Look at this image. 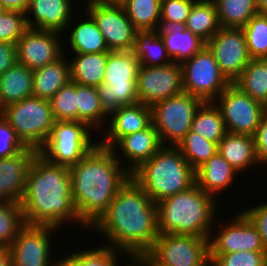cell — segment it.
Wrapping results in <instances>:
<instances>
[{"mask_svg": "<svg viewBox=\"0 0 267 266\" xmlns=\"http://www.w3.org/2000/svg\"><path fill=\"white\" fill-rule=\"evenodd\" d=\"M89 229L97 230L106 245L126 252L132 261L149 252L159 236L157 204L131 177Z\"/></svg>", "mask_w": 267, "mask_h": 266, "instance_id": "obj_1", "label": "cell"}, {"mask_svg": "<svg viewBox=\"0 0 267 266\" xmlns=\"http://www.w3.org/2000/svg\"><path fill=\"white\" fill-rule=\"evenodd\" d=\"M69 170L75 211L89 230L131 178V173L110 148L99 144Z\"/></svg>", "mask_w": 267, "mask_h": 266, "instance_id": "obj_2", "label": "cell"}, {"mask_svg": "<svg viewBox=\"0 0 267 266\" xmlns=\"http://www.w3.org/2000/svg\"><path fill=\"white\" fill-rule=\"evenodd\" d=\"M20 205L26 224L60 229L64 223L77 222L86 227L75 211L69 167L52 164L39 154L30 165Z\"/></svg>", "mask_w": 267, "mask_h": 266, "instance_id": "obj_3", "label": "cell"}, {"mask_svg": "<svg viewBox=\"0 0 267 266\" xmlns=\"http://www.w3.org/2000/svg\"><path fill=\"white\" fill-rule=\"evenodd\" d=\"M217 200L197 184L157 203L159 234L209 238L216 222ZM215 219V220H214Z\"/></svg>", "mask_w": 267, "mask_h": 266, "instance_id": "obj_4", "label": "cell"}, {"mask_svg": "<svg viewBox=\"0 0 267 266\" xmlns=\"http://www.w3.org/2000/svg\"><path fill=\"white\" fill-rule=\"evenodd\" d=\"M131 177L156 204L196 184L195 170L176 146L163 145L143 162Z\"/></svg>", "mask_w": 267, "mask_h": 266, "instance_id": "obj_5", "label": "cell"}, {"mask_svg": "<svg viewBox=\"0 0 267 266\" xmlns=\"http://www.w3.org/2000/svg\"><path fill=\"white\" fill-rule=\"evenodd\" d=\"M139 67L132 51L108 52L103 83L96 87L108 115L120 107L139 103L136 90Z\"/></svg>", "mask_w": 267, "mask_h": 266, "instance_id": "obj_6", "label": "cell"}, {"mask_svg": "<svg viewBox=\"0 0 267 266\" xmlns=\"http://www.w3.org/2000/svg\"><path fill=\"white\" fill-rule=\"evenodd\" d=\"M2 116L22 143L36 150L45 144L55 123L50 101L35 96L8 104Z\"/></svg>", "mask_w": 267, "mask_h": 266, "instance_id": "obj_7", "label": "cell"}, {"mask_svg": "<svg viewBox=\"0 0 267 266\" xmlns=\"http://www.w3.org/2000/svg\"><path fill=\"white\" fill-rule=\"evenodd\" d=\"M92 132L95 131L80 121H55L38 154L52 164L71 167L98 144Z\"/></svg>", "mask_w": 267, "mask_h": 266, "instance_id": "obj_8", "label": "cell"}, {"mask_svg": "<svg viewBox=\"0 0 267 266\" xmlns=\"http://www.w3.org/2000/svg\"><path fill=\"white\" fill-rule=\"evenodd\" d=\"M203 101L187 92L154 104L152 124L162 145L176 146L191 129L194 116Z\"/></svg>", "mask_w": 267, "mask_h": 266, "instance_id": "obj_9", "label": "cell"}, {"mask_svg": "<svg viewBox=\"0 0 267 266\" xmlns=\"http://www.w3.org/2000/svg\"><path fill=\"white\" fill-rule=\"evenodd\" d=\"M180 65L183 91L203 102H214L231 84L206 46Z\"/></svg>", "mask_w": 267, "mask_h": 266, "instance_id": "obj_10", "label": "cell"}, {"mask_svg": "<svg viewBox=\"0 0 267 266\" xmlns=\"http://www.w3.org/2000/svg\"><path fill=\"white\" fill-rule=\"evenodd\" d=\"M219 100V101H218ZM227 132L255 136L266 107L230 84L214 101Z\"/></svg>", "mask_w": 267, "mask_h": 266, "instance_id": "obj_11", "label": "cell"}, {"mask_svg": "<svg viewBox=\"0 0 267 266\" xmlns=\"http://www.w3.org/2000/svg\"><path fill=\"white\" fill-rule=\"evenodd\" d=\"M85 4L84 11L96 22L108 50L131 51L139 31L128 18L123 5L95 1Z\"/></svg>", "mask_w": 267, "mask_h": 266, "instance_id": "obj_12", "label": "cell"}, {"mask_svg": "<svg viewBox=\"0 0 267 266\" xmlns=\"http://www.w3.org/2000/svg\"><path fill=\"white\" fill-rule=\"evenodd\" d=\"M167 266H210L209 238L159 234L149 251Z\"/></svg>", "mask_w": 267, "mask_h": 266, "instance_id": "obj_13", "label": "cell"}, {"mask_svg": "<svg viewBox=\"0 0 267 266\" xmlns=\"http://www.w3.org/2000/svg\"><path fill=\"white\" fill-rule=\"evenodd\" d=\"M216 224H214L216 229L215 226L212 229L217 231L211 232L209 237V254L267 252L256 227L242 211L235 214L229 223ZM215 232H217L216 235H214Z\"/></svg>", "mask_w": 267, "mask_h": 266, "instance_id": "obj_14", "label": "cell"}, {"mask_svg": "<svg viewBox=\"0 0 267 266\" xmlns=\"http://www.w3.org/2000/svg\"><path fill=\"white\" fill-rule=\"evenodd\" d=\"M139 103L152 107L183 92L182 68L172 62L165 66H141L136 79Z\"/></svg>", "mask_w": 267, "mask_h": 266, "instance_id": "obj_15", "label": "cell"}, {"mask_svg": "<svg viewBox=\"0 0 267 266\" xmlns=\"http://www.w3.org/2000/svg\"><path fill=\"white\" fill-rule=\"evenodd\" d=\"M206 47L231 84L240 77L245 66L252 60L242 28L221 27L206 43Z\"/></svg>", "mask_w": 267, "mask_h": 266, "instance_id": "obj_16", "label": "cell"}, {"mask_svg": "<svg viewBox=\"0 0 267 266\" xmlns=\"http://www.w3.org/2000/svg\"><path fill=\"white\" fill-rule=\"evenodd\" d=\"M57 230L60 232L53 226L26 224L9 246L12 266H52L54 259L50 257H53L54 245L51 238Z\"/></svg>", "mask_w": 267, "mask_h": 266, "instance_id": "obj_17", "label": "cell"}, {"mask_svg": "<svg viewBox=\"0 0 267 266\" xmlns=\"http://www.w3.org/2000/svg\"><path fill=\"white\" fill-rule=\"evenodd\" d=\"M64 33L29 28L16 44L18 63L35 70L64 54Z\"/></svg>", "mask_w": 267, "mask_h": 266, "instance_id": "obj_18", "label": "cell"}, {"mask_svg": "<svg viewBox=\"0 0 267 266\" xmlns=\"http://www.w3.org/2000/svg\"><path fill=\"white\" fill-rule=\"evenodd\" d=\"M108 118L111 119L105 125V138L101 135L103 139H99L98 144L111 149L122 137L149 127L152 124V109L143 103H137L118 108Z\"/></svg>", "mask_w": 267, "mask_h": 266, "instance_id": "obj_19", "label": "cell"}, {"mask_svg": "<svg viewBox=\"0 0 267 266\" xmlns=\"http://www.w3.org/2000/svg\"><path fill=\"white\" fill-rule=\"evenodd\" d=\"M38 150L32 147L7 158H0V202L20 203L28 171Z\"/></svg>", "mask_w": 267, "mask_h": 266, "instance_id": "obj_20", "label": "cell"}, {"mask_svg": "<svg viewBox=\"0 0 267 266\" xmlns=\"http://www.w3.org/2000/svg\"><path fill=\"white\" fill-rule=\"evenodd\" d=\"M162 146L158 131L151 124L142 131L122 137L111 150L116 159L132 173L143 162L151 159Z\"/></svg>", "mask_w": 267, "mask_h": 266, "instance_id": "obj_21", "label": "cell"}, {"mask_svg": "<svg viewBox=\"0 0 267 266\" xmlns=\"http://www.w3.org/2000/svg\"><path fill=\"white\" fill-rule=\"evenodd\" d=\"M74 0H30L25 12L29 28L65 33L74 18ZM31 14V15H30Z\"/></svg>", "mask_w": 267, "mask_h": 266, "instance_id": "obj_22", "label": "cell"}, {"mask_svg": "<svg viewBox=\"0 0 267 266\" xmlns=\"http://www.w3.org/2000/svg\"><path fill=\"white\" fill-rule=\"evenodd\" d=\"M155 32L161 36L169 57L175 63H183L206 46L183 23L160 21Z\"/></svg>", "mask_w": 267, "mask_h": 266, "instance_id": "obj_23", "label": "cell"}, {"mask_svg": "<svg viewBox=\"0 0 267 266\" xmlns=\"http://www.w3.org/2000/svg\"><path fill=\"white\" fill-rule=\"evenodd\" d=\"M237 174L240 175L217 151L195 171L196 184L219 201L216 195L234 186Z\"/></svg>", "mask_w": 267, "mask_h": 266, "instance_id": "obj_24", "label": "cell"}, {"mask_svg": "<svg viewBox=\"0 0 267 266\" xmlns=\"http://www.w3.org/2000/svg\"><path fill=\"white\" fill-rule=\"evenodd\" d=\"M217 151L240 175L242 171L243 174L249 171V167L258 168L260 164L255 138L250 135L227 132L219 142Z\"/></svg>", "mask_w": 267, "mask_h": 266, "instance_id": "obj_25", "label": "cell"}, {"mask_svg": "<svg viewBox=\"0 0 267 266\" xmlns=\"http://www.w3.org/2000/svg\"><path fill=\"white\" fill-rule=\"evenodd\" d=\"M83 13L86 15L85 19L83 17L81 21H77L72 18L69 22V24H73L72 28L69 26L66 28V33L69 36L65 34L64 38L68 43L67 46L70 47L68 51L78 54L109 52L96 22L87 11ZM68 30L70 33H68Z\"/></svg>", "mask_w": 267, "mask_h": 266, "instance_id": "obj_26", "label": "cell"}, {"mask_svg": "<svg viewBox=\"0 0 267 266\" xmlns=\"http://www.w3.org/2000/svg\"><path fill=\"white\" fill-rule=\"evenodd\" d=\"M66 55L68 54H63L56 61L33 70V96L50 100L71 81L70 62L66 59Z\"/></svg>", "mask_w": 267, "mask_h": 266, "instance_id": "obj_27", "label": "cell"}, {"mask_svg": "<svg viewBox=\"0 0 267 266\" xmlns=\"http://www.w3.org/2000/svg\"><path fill=\"white\" fill-rule=\"evenodd\" d=\"M73 57L69 58L71 81L79 85L92 87H97L103 83L108 52L73 53Z\"/></svg>", "mask_w": 267, "mask_h": 266, "instance_id": "obj_28", "label": "cell"}, {"mask_svg": "<svg viewBox=\"0 0 267 266\" xmlns=\"http://www.w3.org/2000/svg\"><path fill=\"white\" fill-rule=\"evenodd\" d=\"M33 70L17 63L0 76L2 106L33 96Z\"/></svg>", "mask_w": 267, "mask_h": 266, "instance_id": "obj_29", "label": "cell"}, {"mask_svg": "<svg viewBox=\"0 0 267 266\" xmlns=\"http://www.w3.org/2000/svg\"><path fill=\"white\" fill-rule=\"evenodd\" d=\"M108 119L96 87L77 84V121L86 123L95 132L101 130L103 133Z\"/></svg>", "mask_w": 267, "mask_h": 266, "instance_id": "obj_30", "label": "cell"}, {"mask_svg": "<svg viewBox=\"0 0 267 266\" xmlns=\"http://www.w3.org/2000/svg\"><path fill=\"white\" fill-rule=\"evenodd\" d=\"M221 28L213 0H197L189 13L186 29L207 43Z\"/></svg>", "mask_w": 267, "mask_h": 266, "instance_id": "obj_31", "label": "cell"}, {"mask_svg": "<svg viewBox=\"0 0 267 266\" xmlns=\"http://www.w3.org/2000/svg\"><path fill=\"white\" fill-rule=\"evenodd\" d=\"M131 51L141 66H165L173 62L155 31L138 32Z\"/></svg>", "mask_w": 267, "mask_h": 266, "instance_id": "obj_32", "label": "cell"}, {"mask_svg": "<svg viewBox=\"0 0 267 266\" xmlns=\"http://www.w3.org/2000/svg\"><path fill=\"white\" fill-rule=\"evenodd\" d=\"M190 130L217 145L227 133L221 112L214 102L201 104L194 116Z\"/></svg>", "mask_w": 267, "mask_h": 266, "instance_id": "obj_33", "label": "cell"}, {"mask_svg": "<svg viewBox=\"0 0 267 266\" xmlns=\"http://www.w3.org/2000/svg\"><path fill=\"white\" fill-rule=\"evenodd\" d=\"M218 21L224 28H242L259 13L256 0H213Z\"/></svg>", "mask_w": 267, "mask_h": 266, "instance_id": "obj_34", "label": "cell"}, {"mask_svg": "<svg viewBox=\"0 0 267 266\" xmlns=\"http://www.w3.org/2000/svg\"><path fill=\"white\" fill-rule=\"evenodd\" d=\"M121 4L139 32L156 31L161 19V0H124Z\"/></svg>", "mask_w": 267, "mask_h": 266, "instance_id": "obj_35", "label": "cell"}, {"mask_svg": "<svg viewBox=\"0 0 267 266\" xmlns=\"http://www.w3.org/2000/svg\"><path fill=\"white\" fill-rule=\"evenodd\" d=\"M233 84L243 93L267 106V69L258 59H252Z\"/></svg>", "mask_w": 267, "mask_h": 266, "instance_id": "obj_36", "label": "cell"}, {"mask_svg": "<svg viewBox=\"0 0 267 266\" xmlns=\"http://www.w3.org/2000/svg\"><path fill=\"white\" fill-rule=\"evenodd\" d=\"M176 147L195 171L218 150L216 143L191 130L186 133Z\"/></svg>", "mask_w": 267, "mask_h": 266, "instance_id": "obj_37", "label": "cell"}, {"mask_svg": "<svg viewBox=\"0 0 267 266\" xmlns=\"http://www.w3.org/2000/svg\"><path fill=\"white\" fill-rule=\"evenodd\" d=\"M25 225L20 203L0 202V247H9Z\"/></svg>", "mask_w": 267, "mask_h": 266, "instance_id": "obj_38", "label": "cell"}, {"mask_svg": "<svg viewBox=\"0 0 267 266\" xmlns=\"http://www.w3.org/2000/svg\"><path fill=\"white\" fill-rule=\"evenodd\" d=\"M252 59L267 56V15L258 13L242 27Z\"/></svg>", "mask_w": 267, "mask_h": 266, "instance_id": "obj_39", "label": "cell"}, {"mask_svg": "<svg viewBox=\"0 0 267 266\" xmlns=\"http://www.w3.org/2000/svg\"><path fill=\"white\" fill-rule=\"evenodd\" d=\"M49 101L55 121H77V83L69 81Z\"/></svg>", "mask_w": 267, "mask_h": 266, "instance_id": "obj_40", "label": "cell"}, {"mask_svg": "<svg viewBox=\"0 0 267 266\" xmlns=\"http://www.w3.org/2000/svg\"><path fill=\"white\" fill-rule=\"evenodd\" d=\"M78 250L79 252L74 251L72 254L78 259L81 266H118L120 254H127L106 244L94 249Z\"/></svg>", "mask_w": 267, "mask_h": 266, "instance_id": "obj_41", "label": "cell"}, {"mask_svg": "<svg viewBox=\"0 0 267 266\" xmlns=\"http://www.w3.org/2000/svg\"><path fill=\"white\" fill-rule=\"evenodd\" d=\"M29 29L24 12L4 10L0 13V41L17 44L22 35Z\"/></svg>", "mask_w": 267, "mask_h": 266, "instance_id": "obj_42", "label": "cell"}, {"mask_svg": "<svg viewBox=\"0 0 267 266\" xmlns=\"http://www.w3.org/2000/svg\"><path fill=\"white\" fill-rule=\"evenodd\" d=\"M210 266H265L267 252L243 251L228 254H209Z\"/></svg>", "mask_w": 267, "mask_h": 266, "instance_id": "obj_43", "label": "cell"}, {"mask_svg": "<svg viewBox=\"0 0 267 266\" xmlns=\"http://www.w3.org/2000/svg\"><path fill=\"white\" fill-rule=\"evenodd\" d=\"M197 0H161L160 21L186 24L190 10Z\"/></svg>", "mask_w": 267, "mask_h": 266, "instance_id": "obj_44", "label": "cell"}, {"mask_svg": "<svg viewBox=\"0 0 267 266\" xmlns=\"http://www.w3.org/2000/svg\"><path fill=\"white\" fill-rule=\"evenodd\" d=\"M25 148L14 129L0 116V158L11 157Z\"/></svg>", "mask_w": 267, "mask_h": 266, "instance_id": "obj_45", "label": "cell"}, {"mask_svg": "<svg viewBox=\"0 0 267 266\" xmlns=\"http://www.w3.org/2000/svg\"><path fill=\"white\" fill-rule=\"evenodd\" d=\"M267 202V201H266ZM259 232L262 242L267 249V203L255 204L253 207L242 210Z\"/></svg>", "mask_w": 267, "mask_h": 266, "instance_id": "obj_46", "label": "cell"}, {"mask_svg": "<svg viewBox=\"0 0 267 266\" xmlns=\"http://www.w3.org/2000/svg\"><path fill=\"white\" fill-rule=\"evenodd\" d=\"M255 138L256 155L260 166L267 165V109L264 110Z\"/></svg>", "mask_w": 267, "mask_h": 266, "instance_id": "obj_47", "label": "cell"}, {"mask_svg": "<svg viewBox=\"0 0 267 266\" xmlns=\"http://www.w3.org/2000/svg\"><path fill=\"white\" fill-rule=\"evenodd\" d=\"M17 63L16 44L0 41V76Z\"/></svg>", "mask_w": 267, "mask_h": 266, "instance_id": "obj_48", "label": "cell"}, {"mask_svg": "<svg viewBox=\"0 0 267 266\" xmlns=\"http://www.w3.org/2000/svg\"><path fill=\"white\" fill-rule=\"evenodd\" d=\"M0 3L5 10H17L25 13L30 0H0Z\"/></svg>", "mask_w": 267, "mask_h": 266, "instance_id": "obj_49", "label": "cell"}, {"mask_svg": "<svg viewBox=\"0 0 267 266\" xmlns=\"http://www.w3.org/2000/svg\"><path fill=\"white\" fill-rule=\"evenodd\" d=\"M133 261L137 266H167L161 264L150 252L137 256Z\"/></svg>", "mask_w": 267, "mask_h": 266, "instance_id": "obj_50", "label": "cell"}, {"mask_svg": "<svg viewBox=\"0 0 267 266\" xmlns=\"http://www.w3.org/2000/svg\"><path fill=\"white\" fill-rule=\"evenodd\" d=\"M52 266H81L78 259L71 253L64 258L55 260L52 263Z\"/></svg>", "mask_w": 267, "mask_h": 266, "instance_id": "obj_51", "label": "cell"}, {"mask_svg": "<svg viewBox=\"0 0 267 266\" xmlns=\"http://www.w3.org/2000/svg\"><path fill=\"white\" fill-rule=\"evenodd\" d=\"M0 266H12V253L9 247H0Z\"/></svg>", "mask_w": 267, "mask_h": 266, "instance_id": "obj_52", "label": "cell"}, {"mask_svg": "<svg viewBox=\"0 0 267 266\" xmlns=\"http://www.w3.org/2000/svg\"><path fill=\"white\" fill-rule=\"evenodd\" d=\"M259 13L267 15V0H256Z\"/></svg>", "mask_w": 267, "mask_h": 266, "instance_id": "obj_53", "label": "cell"}, {"mask_svg": "<svg viewBox=\"0 0 267 266\" xmlns=\"http://www.w3.org/2000/svg\"><path fill=\"white\" fill-rule=\"evenodd\" d=\"M91 1L100 2V3L121 4L124 0H91Z\"/></svg>", "mask_w": 267, "mask_h": 266, "instance_id": "obj_54", "label": "cell"}, {"mask_svg": "<svg viewBox=\"0 0 267 266\" xmlns=\"http://www.w3.org/2000/svg\"><path fill=\"white\" fill-rule=\"evenodd\" d=\"M258 60L263 64V66L267 69V56L258 58Z\"/></svg>", "mask_w": 267, "mask_h": 266, "instance_id": "obj_55", "label": "cell"}, {"mask_svg": "<svg viewBox=\"0 0 267 266\" xmlns=\"http://www.w3.org/2000/svg\"><path fill=\"white\" fill-rule=\"evenodd\" d=\"M3 106H2V103H1V101H0V116H2V113H3Z\"/></svg>", "mask_w": 267, "mask_h": 266, "instance_id": "obj_56", "label": "cell"}, {"mask_svg": "<svg viewBox=\"0 0 267 266\" xmlns=\"http://www.w3.org/2000/svg\"><path fill=\"white\" fill-rule=\"evenodd\" d=\"M131 264H132V265H131ZM127 266H137V265H136L135 262L132 260V262L130 261V264L127 265Z\"/></svg>", "mask_w": 267, "mask_h": 266, "instance_id": "obj_57", "label": "cell"}, {"mask_svg": "<svg viewBox=\"0 0 267 266\" xmlns=\"http://www.w3.org/2000/svg\"><path fill=\"white\" fill-rule=\"evenodd\" d=\"M5 9L2 7L1 3H0V13H2Z\"/></svg>", "mask_w": 267, "mask_h": 266, "instance_id": "obj_58", "label": "cell"}]
</instances>
